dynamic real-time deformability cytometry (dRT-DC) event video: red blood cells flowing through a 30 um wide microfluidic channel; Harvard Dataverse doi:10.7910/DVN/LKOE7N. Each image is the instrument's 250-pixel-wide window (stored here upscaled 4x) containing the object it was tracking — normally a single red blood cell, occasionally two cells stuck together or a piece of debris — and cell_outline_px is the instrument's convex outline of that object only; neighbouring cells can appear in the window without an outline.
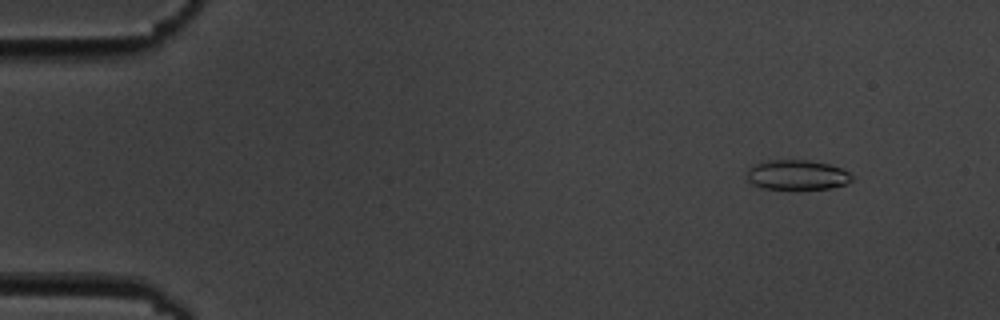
{"species": "common noctule bat (a hibernating species)", "species_latin": "Nyctalus noctula", "temperature_condition": "cold", "stored_images_in_passage": 5, "camera_frame_rate_fps": 3000, "um_per_image_px": 0.085, "animal": {"sex": "male", "body_mass_g": 19.5, "forearm_length_mm": 54.6}, "frame": {"image": 1, "passage_image": 2, "time_ms": 1.0, "image_size_px": [1000, 320], "cell_outline_px": [[852, 180], [844, 184], [832, 188], [760, 188], [752, 184], [748, 180], [748, 168], [752, 164], [768, 160], [808, 160], [828, 164], [840, 168], [848, 172], [852, 176]], "centroid_in_image_um": [67.71, 14.85], "position_along_channel_um": 17.3, "area_um2": 18.03}}